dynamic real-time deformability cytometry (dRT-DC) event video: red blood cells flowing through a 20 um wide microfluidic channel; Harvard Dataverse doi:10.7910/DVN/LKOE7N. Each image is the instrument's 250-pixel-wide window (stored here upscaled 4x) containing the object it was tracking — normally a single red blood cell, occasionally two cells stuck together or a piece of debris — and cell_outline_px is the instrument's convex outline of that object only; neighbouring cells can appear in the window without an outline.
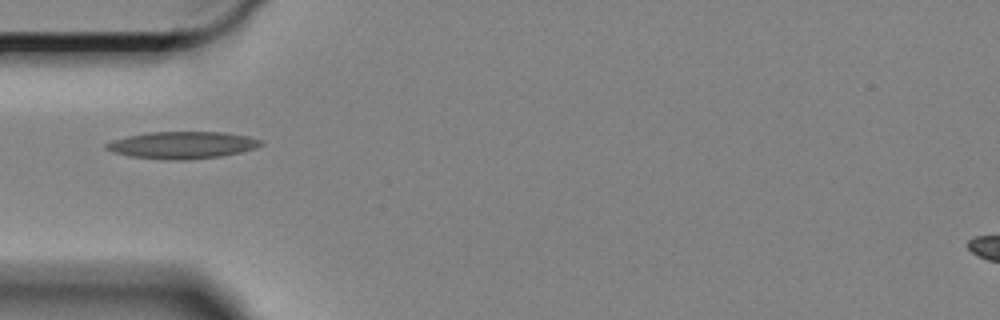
{"species": "Egyptian fruit bat (a non-hibernating species)", "species_latin": "Rousettus aegyptiacus", "temperature_condition": "cold", "stored_images_in_passage": 2, "camera_frame_rate_fps": 3000, "um_per_image_px": 0.085, "animal": {"sex": "female"}, "frame": {"image": 1, "passage_image": 1, "time_ms": 0.0, "image_size_px": [1000, 320], "cell_outline_px": [[264, 144], [240, 152], [220, 156], [184, 160], [168, 160], [132, 156], [112, 152], [104, 148], [104, 144], [112, 140], [128, 136], [148, 132], [224, 132], [248, 136], [260, 140]], "centroid_in_image_um": [15.45, 12.32], "position_along_channel_um": 69.5, "area_um2": 24.22}}